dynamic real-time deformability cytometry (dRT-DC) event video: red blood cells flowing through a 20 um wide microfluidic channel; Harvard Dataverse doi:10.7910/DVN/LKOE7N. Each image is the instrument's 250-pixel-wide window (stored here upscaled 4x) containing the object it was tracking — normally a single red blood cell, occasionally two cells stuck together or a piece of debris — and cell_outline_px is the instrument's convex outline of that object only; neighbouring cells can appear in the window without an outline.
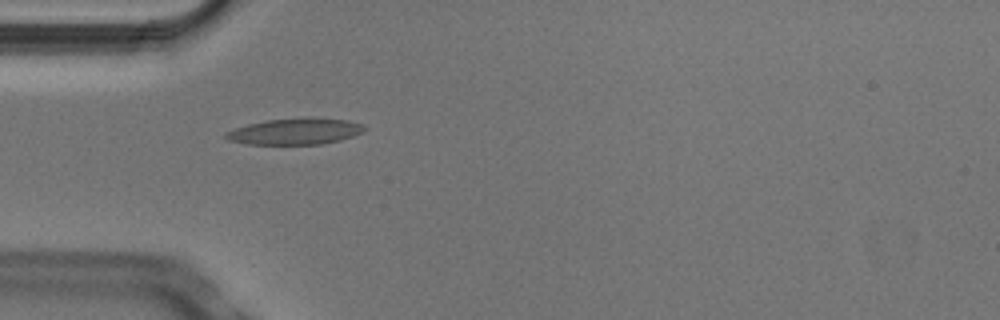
{"species": "Egyptian fruit bat (a non-hibernating species)", "species_latin": "Rousettus aegyptiacus", "temperature_condition": "cold", "stored_images_in_passage": 10, "camera_frame_rate_fps": 3000, "um_per_image_px": 0.085, "animal": {"sex": "male"}, "frame": {"image": 1, "passage_image": 4, "time_ms": 1.0, "image_size_px": [1000, 320], "cell_outline_px": [[368, 128], [352, 136], [340, 140], [320, 144], [248, 144], [228, 140], [224, 136], [224, 132], [248, 124], [268, 120], [348, 120], [360, 124]], "centroid_in_image_um": [25.02, 11.21], "position_along_channel_um": 60.0, "area_um2": 20.11}}
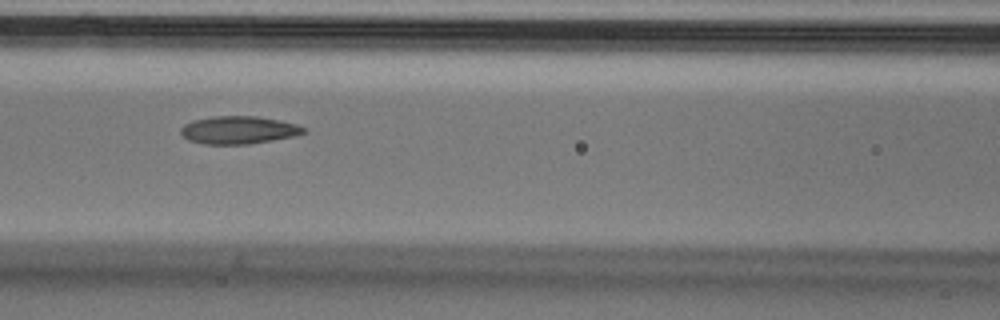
{"frame": {"image": 2, "passage_image": 6, "time_ms": 1.667, "image_size_px": [1000, 320], "cell_outline_px": [[308, 132], [296, 136], [248, 144], [204, 144], [188, 140], [180, 132], [180, 128], [184, 124], [192, 120], [212, 116], [256, 116], [280, 120], [296, 124], [304, 128]], "centroid_in_image_um": [20.28, 11.05], "position_along_channel_um": 146.3, "area_um2": 20.0}}
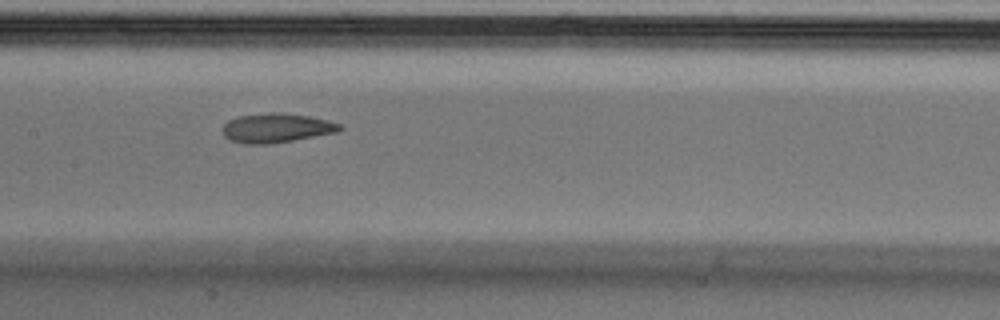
{"frame": {"image": 3, "passage_image": 7, "time_ms": 2.0, "image_size_px": [1000, 320], "cell_outline_px": [[344, 128], [336, 132], [292, 140], [268, 144], [244, 144], [228, 140], [224, 136], [224, 124], [228, 120], [240, 116], [272, 112], [284, 112], [308, 116], [328, 120], [340, 124]], "centroid_in_image_um": [23.48, 10.87], "position_along_channel_um": 183.9, "area_um2": 19.88}}